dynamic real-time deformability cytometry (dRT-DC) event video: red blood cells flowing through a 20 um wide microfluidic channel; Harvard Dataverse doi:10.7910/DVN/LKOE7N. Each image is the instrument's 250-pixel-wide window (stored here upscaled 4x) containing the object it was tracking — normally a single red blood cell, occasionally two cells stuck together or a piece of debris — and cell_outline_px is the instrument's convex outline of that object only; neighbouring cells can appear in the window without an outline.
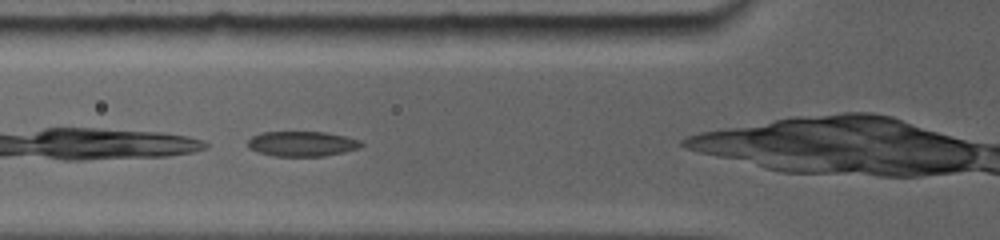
{"species": "common noctule bat (a hibernating species)", "species_latin": "Nyctalus noctula", "temperature_condition": "room temperature", "stored_images_in_passage": 16, "camera_frame_rate_fps": 5000, "um_per_image_px": 0.085, "animal": {"sex": "female", "body_mass_g": 19.0, "forearm_length_mm": 56.7}, "frame": {"image": 1, "passage_image": 3, "time_ms": 0.8, "image_size_px": [1000, 240], "cell_outline_px": [[364, 144], [356, 148], [324, 156], [276, 156], [260, 152], [252, 148], [248, 144], [248, 140], [252, 136], [264, 132], [324, 132], [344, 136], [356, 140]], "centroid_in_image_um": [25.64, 12.21], "position_along_channel_um": 100.2, "area_um2": 16.01}}
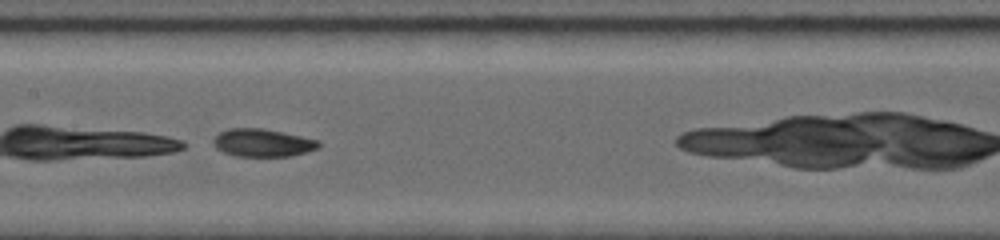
{"frame": {"image": 2, "passage_image": 10, "time_ms": 3.0, "image_size_px": [1000, 240], "cell_outline_px": [[320, 144], [316, 148], [292, 156], [236, 156], [224, 152], [216, 148], [216, 136], [220, 132], [232, 128], [260, 128], [280, 132], [316, 140]], "centroid_in_image_um": [22.3, 12.14], "position_along_channel_um": 185.1, "area_um2": 16.42}}